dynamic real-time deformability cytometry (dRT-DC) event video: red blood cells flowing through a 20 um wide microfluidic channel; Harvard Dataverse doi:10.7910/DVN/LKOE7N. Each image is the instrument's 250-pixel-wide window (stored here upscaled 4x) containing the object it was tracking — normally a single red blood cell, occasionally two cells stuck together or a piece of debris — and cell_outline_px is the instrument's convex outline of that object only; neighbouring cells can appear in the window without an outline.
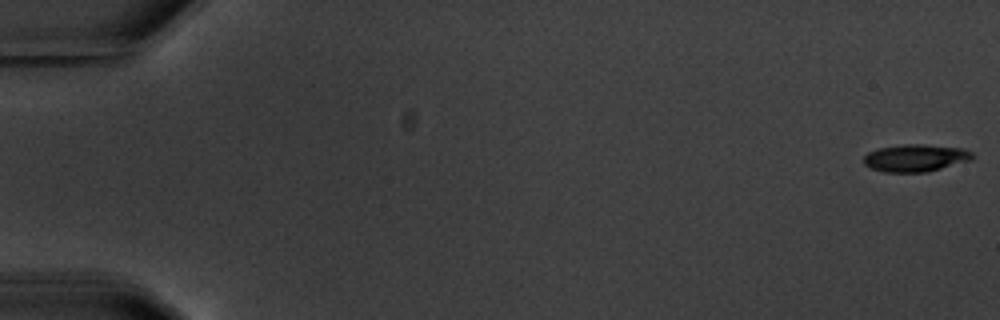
{"species": "common noctule bat (a hibernating species)", "species_latin": "Nyctalus noctula", "temperature_condition": "warm", "stored_images_in_passage": 6, "camera_frame_rate_fps": 3000, "um_per_image_px": 0.085, "animal": {"sex": "male", "body_mass_g": 20.1, "forearm_length_mm": 53.5}, "frame": {"image": 1, "passage_image": 1, "time_ms": 0.0, "image_size_px": [1000, 320], "cell_outline_px": [[972, 160], [928, 172], [884, 172], [868, 168], [864, 164], [864, 156], [868, 152], [876, 148], [904, 144], [924, 144], [964, 148], [972, 152]], "centroid_in_image_um": [77.8, 13.42], "position_along_channel_um": 7.2, "area_um2": 17.57}}
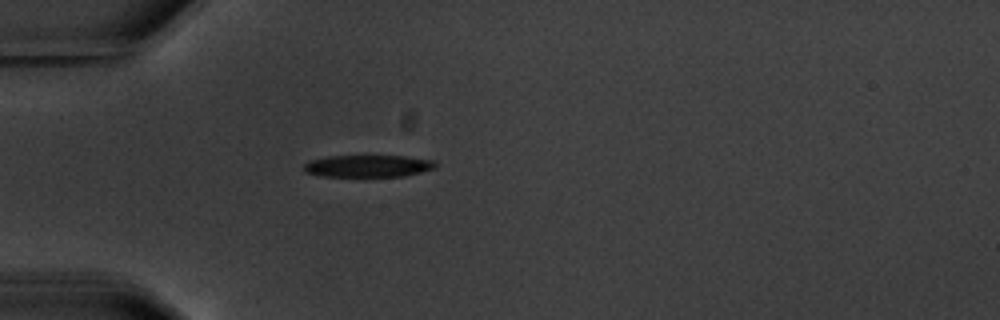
{"frame": {"image": 2, "passage_image": 5, "time_ms": 5.667, "image_size_px": [1000, 320], "cell_outline_px": [[436, 168], [404, 176], [320, 176], [304, 172], [304, 164], [312, 160], [328, 156], [404, 156], [432, 160], [436, 164]], "centroid_in_image_um": [31.27, 14.11], "position_along_channel_um": 53.7, "area_um2": 16.76}}